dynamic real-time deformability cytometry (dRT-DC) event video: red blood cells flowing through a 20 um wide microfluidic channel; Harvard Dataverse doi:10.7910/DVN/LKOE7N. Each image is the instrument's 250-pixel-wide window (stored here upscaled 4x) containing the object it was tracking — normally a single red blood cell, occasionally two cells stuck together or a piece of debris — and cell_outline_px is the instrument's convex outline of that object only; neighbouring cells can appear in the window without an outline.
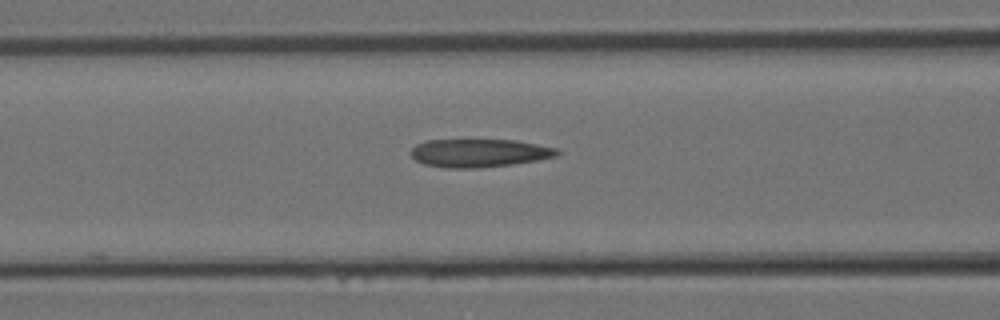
{"species": "Egyptian fruit bat (a non-hibernating species)", "species_latin": "Rousettus aegyptiacus", "temperature_condition": "room temperature", "stored_images_in_passage": 13, "camera_frame_rate_fps": 3000, "um_per_image_px": 0.085, "animal": {"sex": "female"}, "frame": {"image": 1, "passage_image": 8, "time_ms": 2.333, "image_size_px": [1000, 320], "cell_outline_px": [[560, 152], [556, 156], [536, 160], [512, 164], [480, 168], [448, 168], [424, 164], [416, 160], [408, 152], [416, 144], [428, 140], [516, 140], [556, 148]], "centroid_in_image_um": [40.69, 13.0], "position_along_channel_um": 125.9, "area_um2": 23.93}}
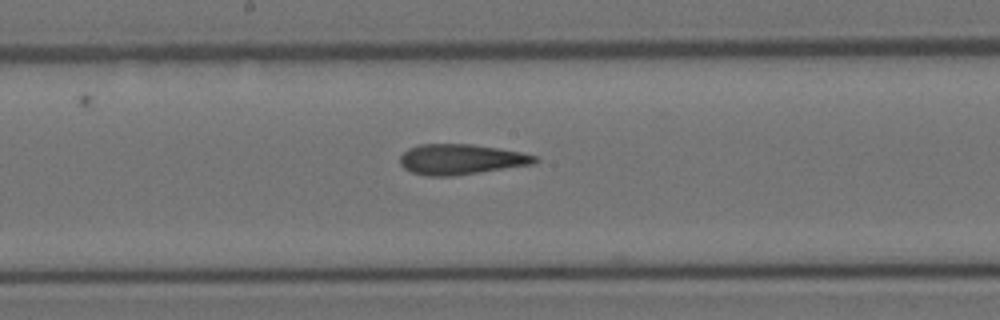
{"frame": {"image": 2, "passage_image": 12, "time_ms": 3.667, "image_size_px": [1000, 320], "cell_outline_px": [[540, 160], [536, 164], [456, 176], [428, 176], [412, 172], [404, 168], [400, 164], [400, 156], [408, 148], [416, 144], [472, 144], [500, 148], [540, 156]], "centroid_in_image_um": [39.24, 13.54], "position_along_channel_um": 209.0, "area_um2": 24.33}}